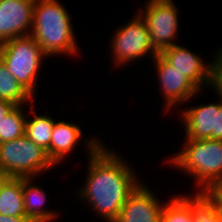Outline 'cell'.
I'll return each mask as SVG.
<instances>
[{
    "label": "cell",
    "instance_id": "6da1fadb",
    "mask_svg": "<svg viewBox=\"0 0 222 222\" xmlns=\"http://www.w3.org/2000/svg\"><path fill=\"white\" fill-rule=\"evenodd\" d=\"M99 139L83 140L88 155L87 174L75 195L103 221L114 222L128 196L141 183V174L135 173L128 159Z\"/></svg>",
    "mask_w": 222,
    "mask_h": 222
},
{
    "label": "cell",
    "instance_id": "7a4b0ae2",
    "mask_svg": "<svg viewBox=\"0 0 222 222\" xmlns=\"http://www.w3.org/2000/svg\"><path fill=\"white\" fill-rule=\"evenodd\" d=\"M59 0H36L30 35L48 56H79L72 16ZM79 53V54H78Z\"/></svg>",
    "mask_w": 222,
    "mask_h": 222
},
{
    "label": "cell",
    "instance_id": "3957f363",
    "mask_svg": "<svg viewBox=\"0 0 222 222\" xmlns=\"http://www.w3.org/2000/svg\"><path fill=\"white\" fill-rule=\"evenodd\" d=\"M181 145L176 154L166 158L165 164L194 178L193 184L198 186L195 192L209 193L222 183V140L185 139Z\"/></svg>",
    "mask_w": 222,
    "mask_h": 222
},
{
    "label": "cell",
    "instance_id": "277c9868",
    "mask_svg": "<svg viewBox=\"0 0 222 222\" xmlns=\"http://www.w3.org/2000/svg\"><path fill=\"white\" fill-rule=\"evenodd\" d=\"M47 57L31 35L0 44V59L10 74L34 99L38 92V75Z\"/></svg>",
    "mask_w": 222,
    "mask_h": 222
},
{
    "label": "cell",
    "instance_id": "5b68a950",
    "mask_svg": "<svg viewBox=\"0 0 222 222\" xmlns=\"http://www.w3.org/2000/svg\"><path fill=\"white\" fill-rule=\"evenodd\" d=\"M53 167L46 152L25 135L0 144V170L9 177L38 178Z\"/></svg>",
    "mask_w": 222,
    "mask_h": 222
},
{
    "label": "cell",
    "instance_id": "8992f818",
    "mask_svg": "<svg viewBox=\"0 0 222 222\" xmlns=\"http://www.w3.org/2000/svg\"><path fill=\"white\" fill-rule=\"evenodd\" d=\"M132 17L118 26L110 38L111 61L115 67L132 64L147 56L153 60L157 55L151 46L144 20L137 12Z\"/></svg>",
    "mask_w": 222,
    "mask_h": 222
},
{
    "label": "cell",
    "instance_id": "52a82bcc",
    "mask_svg": "<svg viewBox=\"0 0 222 222\" xmlns=\"http://www.w3.org/2000/svg\"><path fill=\"white\" fill-rule=\"evenodd\" d=\"M143 7L136 10L144 20L153 50L160 54L177 44L181 20L179 19V7H176L175 1L146 0Z\"/></svg>",
    "mask_w": 222,
    "mask_h": 222
},
{
    "label": "cell",
    "instance_id": "ba28073f",
    "mask_svg": "<svg viewBox=\"0 0 222 222\" xmlns=\"http://www.w3.org/2000/svg\"><path fill=\"white\" fill-rule=\"evenodd\" d=\"M152 62H154L152 64L153 69H156L154 72L156 71L158 77L156 80L159 81L157 84L161 91L159 96L162 94L161 97L164 98V101H161L164 104V109L161 111L164 113H170L175 107L177 109V105L183 106L192 102L191 100L196 99L201 94L202 91L189 78L174 69L159 54L155 56Z\"/></svg>",
    "mask_w": 222,
    "mask_h": 222
},
{
    "label": "cell",
    "instance_id": "9c48e42d",
    "mask_svg": "<svg viewBox=\"0 0 222 222\" xmlns=\"http://www.w3.org/2000/svg\"><path fill=\"white\" fill-rule=\"evenodd\" d=\"M216 101L182 107L183 139L222 140V99Z\"/></svg>",
    "mask_w": 222,
    "mask_h": 222
},
{
    "label": "cell",
    "instance_id": "30bf717a",
    "mask_svg": "<svg viewBox=\"0 0 222 222\" xmlns=\"http://www.w3.org/2000/svg\"><path fill=\"white\" fill-rule=\"evenodd\" d=\"M169 65L189 78L201 91L209 88L212 63H205L202 55L175 44L159 54ZM206 87V88H205Z\"/></svg>",
    "mask_w": 222,
    "mask_h": 222
},
{
    "label": "cell",
    "instance_id": "8fae6325",
    "mask_svg": "<svg viewBox=\"0 0 222 222\" xmlns=\"http://www.w3.org/2000/svg\"><path fill=\"white\" fill-rule=\"evenodd\" d=\"M36 0H0V44L29 36Z\"/></svg>",
    "mask_w": 222,
    "mask_h": 222
},
{
    "label": "cell",
    "instance_id": "7c38bea8",
    "mask_svg": "<svg viewBox=\"0 0 222 222\" xmlns=\"http://www.w3.org/2000/svg\"><path fill=\"white\" fill-rule=\"evenodd\" d=\"M155 194L147 184L141 182L128 196L114 222H160L165 201L159 200Z\"/></svg>",
    "mask_w": 222,
    "mask_h": 222
},
{
    "label": "cell",
    "instance_id": "4fadbf2b",
    "mask_svg": "<svg viewBox=\"0 0 222 222\" xmlns=\"http://www.w3.org/2000/svg\"><path fill=\"white\" fill-rule=\"evenodd\" d=\"M83 130L74 122L56 120L52 129L49 148L45 151L48 159L56 167L68 160L69 154L82 143Z\"/></svg>",
    "mask_w": 222,
    "mask_h": 222
},
{
    "label": "cell",
    "instance_id": "5bb4252c",
    "mask_svg": "<svg viewBox=\"0 0 222 222\" xmlns=\"http://www.w3.org/2000/svg\"><path fill=\"white\" fill-rule=\"evenodd\" d=\"M33 180L36 178H22V193L24 199V208L26 217L31 222H54L56 219H60L57 210H50L46 208L47 193L44 188L37 184H33ZM45 206V207H44Z\"/></svg>",
    "mask_w": 222,
    "mask_h": 222
},
{
    "label": "cell",
    "instance_id": "9a60e30c",
    "mask_svg": "<svg viewBox=\"0 0 222 222\" xmlns=\"http://www.w3.org/2000/svg\"><path fill=\"white\" fill-rule=\"evenodd\" d=\"M34 103L33 101L28 105L32 106L29 110L33 117L31 118L27 115L25 136L46 151L50 145L52 129L56 120L46 113L38 114L37 110L34 109L36 108V106L34 107Z\"/></svg>",
    "mask_w": 222,
    "mask_h": 222
},
{
    "label": "cell",
    "instance_id": "2e32d148",
    "mask_svg": "<svg viewBox=\"0 0 222 222\" xmlns=\"http://www.w3.org/2000/svg\"><path fill=\"white\" fill-rule=\"evenodd\" d=\"M0 214L10 217H26L22 178L10 177L1 187Z\"/></svg>",
    "mask_w": 222,
    "mask_h": 222
},
{
    "label": "cell",
    "instance_id": "e0dca14e",
    "mask_svg": "<svg viewBox=\"0 0 222 222\" xmlns=\"http://www.w3.org/2000/svg\"><path fill=\"white\" fill-rule=\"evenodd\" d=\"M160 222H196L193 213V194L187 196L183 192L170 196L162 209Z\"/></svg>",
    "mask_w": 222,
    "mask_h": 222
},
{
    "label": "cell",
    "instance_id": "ac0fdd59",
    "mask_svg": "<svg viewBox=\"0 0 222 222\" xmlns=\"http://www.w3.org/2000/svg\"><path fill=\"white\" fill-rule=\"evenodd\" d=\"M0 100L9 101L15 106L27 105L34 99L10 74L7 67L0 59Z\"/></svg>",
    "mask_w": 222,
    "mask_h": 222
},
{
    "label": "cell",
    "instance_id": "d6986e66",
    "mask_svg": "<svg viewBox=\"0 0 222 222\" xmlns=\"http://www.w3.org/2000/svg\"><path fill=\"white\" fill-rule=\"evenodd\" d=\"M27 107L26 105L15 106L0 122V144L25 135Z\"/></svg>",
    "mask_w": 222,
    "mask_h": 222
},
{
    "label": "cell",
    "instance_id": "ffe728a7",
    "mask_svg": "<svg viewBox=\"0 0 222 222\" xmlns=\"http://www.w3.org/2000/svg\"><path fill=\"white\" fill-rule=\"evenodd\" d=\"M193 213L196 222H218L217 202L209 193H193Z\"/></svg>",
    "mask_w": 222,
    "mask_h": 222
},
{
    "label": "cell",
    "instance_id": "44dd1931",
    "mask_svg": "<svg viewBox=\"0 0 222 222\" xmlns=\"http://www.w3.org/2000/svg\"><path fill=\"white\" fill-rule=\"evenodd\" d=\"M216 54L213 59H210L212 63L211 67V81L208 89L215 92L219 98L222 99V44L220 47L217 45Z\"/></svg>",
    "mask_w": 222,
    "mask_h": 222
},
{
    "label": "cell",
    "instance_id": "7402d4cb",
    "mask_svg": "<svg viewBox=\"0 0 222 222\" xmlns=\"http://www.w3.org/2000/svg\"><path fill=\"white\" fill-rule=\"evenodd\" d=\"M15 107L9 101L0 100V122L8 115V113Z\"/></svg>",
    "mask_w": 222,
    "mask_h": 222
},
{
    "label": "cell",
    "instance_id": "603a6c76",
    "mask_svg": "<svg viewBox=\"0 0 222 222\" xmlns=\"http://www.w3.org/2000/svg\"><path fill=\"white\" fill-rule=\"evenodd\" d=\"M209 194L211 197L218 203V205L222 208V183L215 186Z\"/></svg>",
    "mask_w": 222,
    "mask_h": 222
},
{
    "label": "cell",
    "instance_id": "cb8c5ba5",
    "mask_svg": "<svg viewBox=\"0 0 222 222\" xmlns=\"http://www.w3.org/2000/svg\"><path fill=\"white\" fill-rule=\"evenodd\" d=\"M0 222H31L27 217H10L0 214Z\"/></svg>",
    "mask_w": 222,
    "mask_h": 222
},
{
    "label": "cell",
    "instance_id": "d4e9b609",
    "mask_svg": "<svg viewBox=\"0 0 222 222\" xmlns=\"http://www.w3.org/2000/svg\"><path fill=\"white\" fill-rule=\"evenodd\" d=\"M10 177L4 173L3 171L0 170V190L1 187L4 185V183L9 179Z\"/></svg>",
    "mask_w": 222,
    "mask_h": 222
},
{
    "label": "cell",
    "instance_id": "484cf974",
    "mask_svg": "<svg viewBox=\"0 0 222 222\" xmlns=\"http://www.w3.org/2000/svg\"><path fill=\"white\" fill-rule=\"evenodd\" d=\"M217 221L222 222V208L217 203Z\"/></svg>",
    "mask_w": 222,
    "mask_h": 222
}]
</instances>
